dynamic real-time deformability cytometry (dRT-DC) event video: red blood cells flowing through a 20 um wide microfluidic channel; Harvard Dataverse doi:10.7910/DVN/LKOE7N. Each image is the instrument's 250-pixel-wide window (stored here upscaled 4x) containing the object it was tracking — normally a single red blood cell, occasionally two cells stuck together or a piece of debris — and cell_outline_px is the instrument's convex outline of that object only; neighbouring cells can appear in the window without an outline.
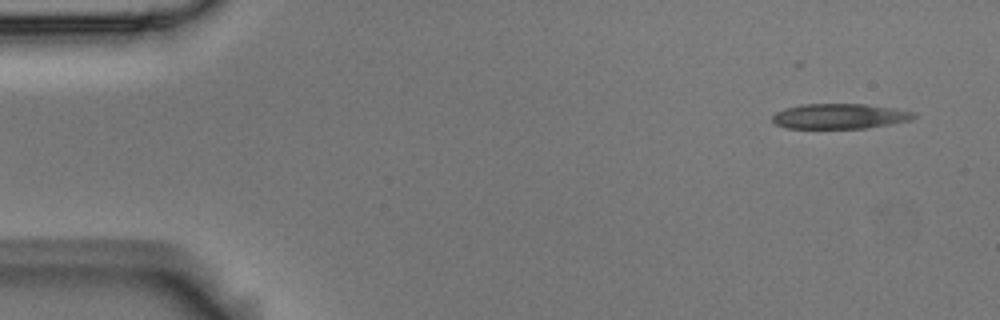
{"species": "Egyptian fruit bat (a non-hibernating species)", "species_latin": "Rousettus aegyptiacus", "temperature_condition": "room temperature", "stored_images_in_passage": 49, "camera_frame_rate_fps": 3000, "um_per_image_px": 0.085, "animal": {"sex": "male"}, "frame": {"image": 1, "passage_image": 1, "time_ms": 0.0, "image_size_px": [1000, 320], "cell_outline_px": [[916, 116], [912, 120], [868, 128], [788, 128], [776, 124], [772, 120], [772, 116], [776, 112], [784, 108], [800, 104], [864, 104], [896, 108], [916, 112]], "centroid_in_image_um": [71.4, 9.87], "position_along_channel_um": 13.6, "area_um2": 20.87}}
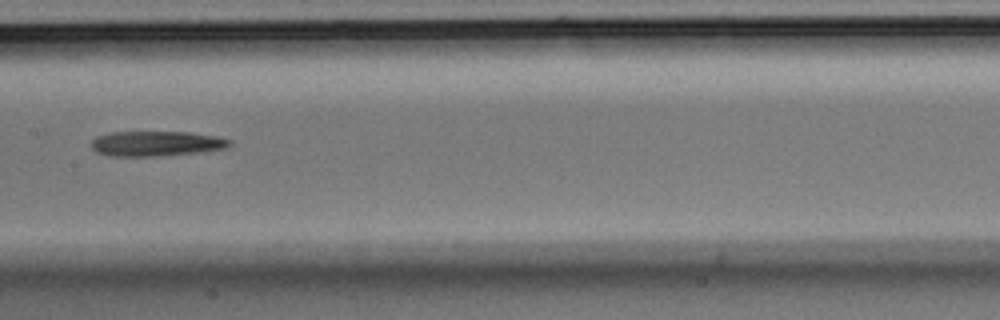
{"frame": {"image": 2, "passage_image": 24, "time_ms": 7.667, "image_size_px": [1000, 320], "cell_outline_px": [[232, 144], [228, 148], [204, 152], [160, 156], [108, 156], [96, 152], [92, 148], [92, 140], [96, 136], [112, 132], [188, 132], [216, 136], [232, 140]], "centroid_in_image_um": [13.32, 12.21], "position_along_channel_um": 194.1, "area_um2": 20.46}}
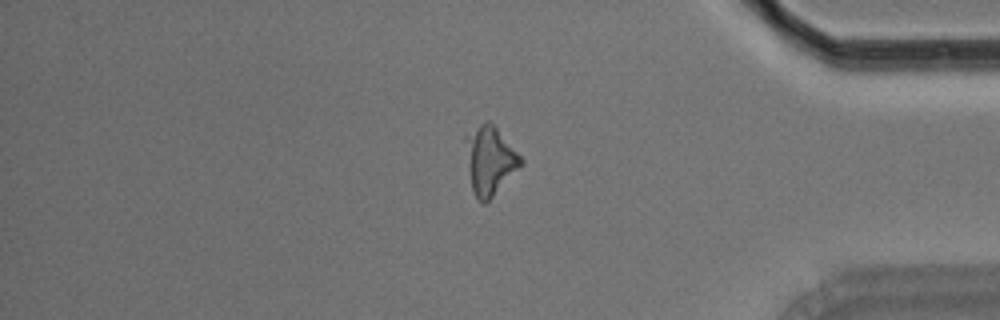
{"frame": {"image": 3, "passage_image": 42, "time_ms": 13.667, "image_size_px": [1000, 320], "cell_outline_px": [[524, 164], [484, 204], [480, 204], [472, 188], [464, 140], [464, 136], [484, 120], [488, 120], [496, 128], [524, 160]], "centroid_in_image_um": [41.63, 13.61], "position_along_channel_um": 393.6, "area_um2": 21.62}}